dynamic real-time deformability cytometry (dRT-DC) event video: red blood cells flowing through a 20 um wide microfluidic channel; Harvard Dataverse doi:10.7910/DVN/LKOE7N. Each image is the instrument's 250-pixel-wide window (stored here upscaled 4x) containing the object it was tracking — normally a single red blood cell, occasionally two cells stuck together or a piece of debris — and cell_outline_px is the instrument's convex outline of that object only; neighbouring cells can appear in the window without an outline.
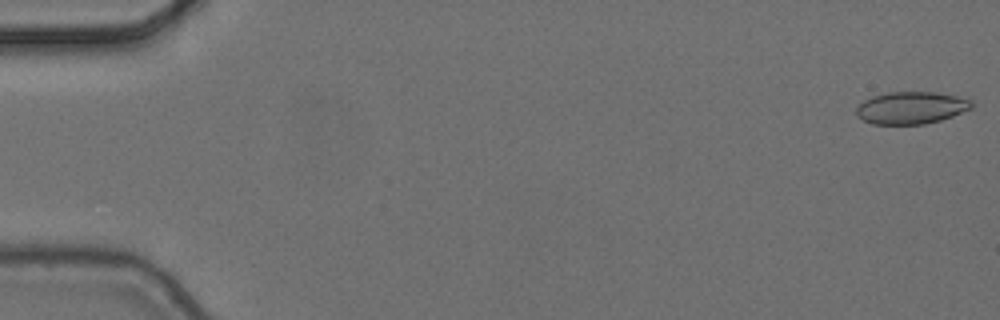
{"species": "common noctule bat (a hibernating species)", "species_latin": "Nyctalus noctula", "temperature_condition": "cold", "stored_images_in_passage": 5, "camera_frame_rate_fps": 3000, "um_per_image_px": 0.085, "animal": {"sex": "female", "body_mass_g": 24.6, "forearm_length_mm": 56.2}, "frame": {"image": 1, "passage_image": 1, "time_ms": 0.0, "image_size_px": [1000, 320], "cell_outline_px": [[972, 108], [952, 116], [940, 120], [924, 124], [872, 124], [856, 116], [856, 108], [864, 100], [872, 96], [888, 92], [936, 92], [956, 96], [972, 100]], "centroid_in_image_um": [77.43, 9.16], "position_along_channel_um": 7.6, "area_um2": 21.62}}
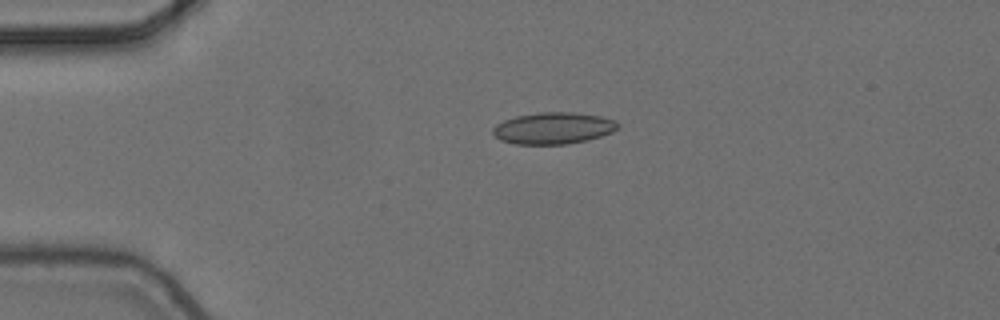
{"frame": {"image": 2, "passage_image": 4, "time_ms": 1.0, "image_size_px": [1000, 320], "cell_outline_px": [[620, 128], [612, 132], [588, 140], [568, 144], [516, 144], [500, 140], [492, 132], [492, 128], [496, 124], [504, 120], [516, 116], [540, 112], [572, 112], [600, 116], [616, 120], [620, 124]], "centroid_in_image_um": [47.06, 10.89], "position_along_channel_um": 37.9, "area_um2": 23.18}}